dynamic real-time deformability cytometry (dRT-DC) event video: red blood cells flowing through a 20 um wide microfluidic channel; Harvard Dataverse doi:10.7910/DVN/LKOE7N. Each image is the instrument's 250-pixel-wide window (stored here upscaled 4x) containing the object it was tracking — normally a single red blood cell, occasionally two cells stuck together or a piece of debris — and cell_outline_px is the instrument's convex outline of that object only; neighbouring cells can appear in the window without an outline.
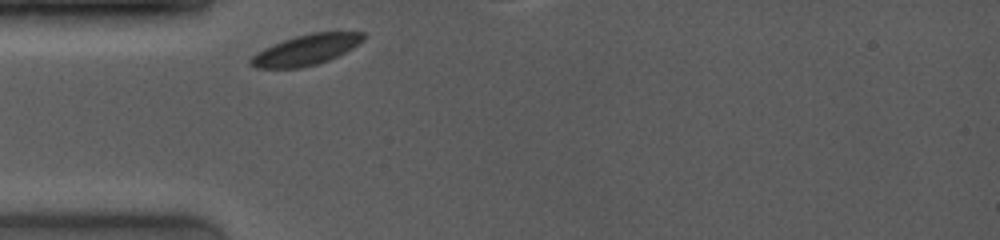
{"species": "common noctule bat (a hibernating species)", "species_latin": "Nyctalus noctula", "temperature_condition": "room temperature", "stored_images_in_passage": 14, "camera_frame_rate_fps": 4000, "um_per_image_px": 0.085, "animal": {"sex": "female", "body_mass_g": 19.0, "forearm_length_mm": 53.3}, "frame": {"image": 1, "passage_image": 1, "time_ms": 0.0, "image_size_px": [1000, 240], "cell_outline_px": [[368, 36], [364, 40], [352, 48], [328, 60], [316, 64], [300, 68], [256, 68], [248, 64], [248, 60], [256, 52], [272, 44], [296, 36], [312, 32], [364, 32]], "centroid_in_image_um": [25.99, 4.23], "position_along_channel_um": 59.0, "area_um2": 20.06}}